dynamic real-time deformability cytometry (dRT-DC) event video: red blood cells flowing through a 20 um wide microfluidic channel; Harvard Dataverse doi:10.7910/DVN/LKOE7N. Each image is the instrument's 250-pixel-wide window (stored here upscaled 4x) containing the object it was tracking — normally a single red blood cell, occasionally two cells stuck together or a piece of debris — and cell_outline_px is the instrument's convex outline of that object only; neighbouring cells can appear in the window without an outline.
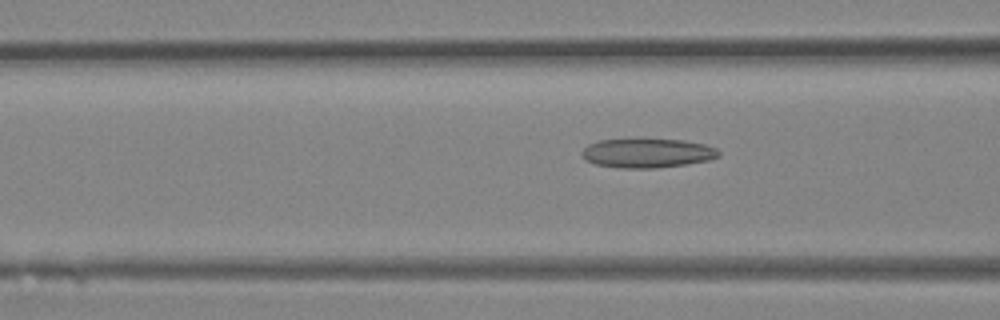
{"species": "Egyptian fruit bat (a non-hibernating species)", "species_latin": "Rousettus aegyptiacus", "temperature_condition": "room temperature", "stored_images_in_passage": 5, "camera_frame_rate_fps": 3000, "um_per_image_px": 0.085, "animal": {"sex": "female"}, "frame": {"image": 1, "passage_image": 5, "time_ms": 4.667, "image_size_px": [1000, 320], "cell_outline_px": [[720, 156], [708, 160], [688, 164], [656, 168], [616, 168], [596, 164], [584, 160], [580, 152], [588, 144], [600, 140], [640, 136], [684, 140], [704, 144], [716, 148], [720, 152]], "centroid_in_image_um": [54.98, 12.97], "position_along_channel_um": 111.6, "area_um2": 24.45}}